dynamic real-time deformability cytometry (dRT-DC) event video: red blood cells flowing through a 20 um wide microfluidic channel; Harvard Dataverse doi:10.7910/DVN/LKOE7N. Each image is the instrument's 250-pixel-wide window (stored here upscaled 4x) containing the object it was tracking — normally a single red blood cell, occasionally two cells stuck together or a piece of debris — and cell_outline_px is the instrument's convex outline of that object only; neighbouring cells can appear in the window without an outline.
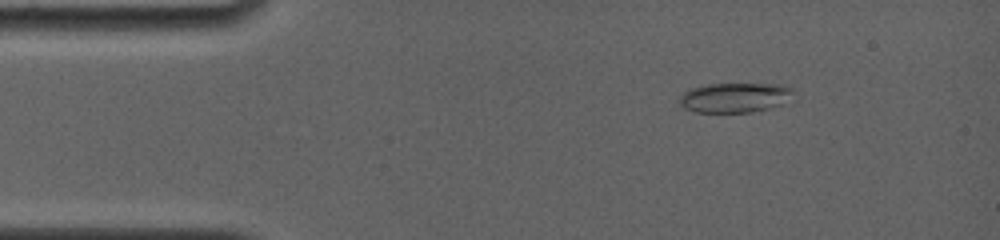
{"species": "common noctule bat (a hibernating species)", "species_latin": "Nyctalus noctula", "temperature_condition": "room temperature", "stored_images_in_passage": 14, "camera_frame_rate_fps": 4000, "um_per_image_px": 0.085, "animal": {"sex": "female", "body_mass_g": 19.0, "forearm_length_mm": 56.7}, "frame": {"image": 1, "passage_image": 1, "time_ms": 0.0, "image_size_px": [1000, 240], "cell_outline_px": [[792, 92], [780, 104], [748, 112], [696, 112], [684, 108], [680, 104], [680, 96], [684, 92], [692, 88], [708, 84], [776, 84], [788, 88]], "centroid_in_image_um": [62.33, 8.29], "position_along_channel_um": 22.7, "area_um2": 18.96}}
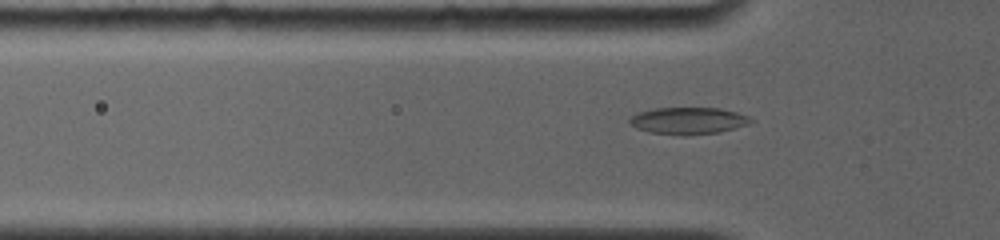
{"frame": {"image": 2, "passage_image": 9, "time_ms": 2.75, "image_size_px": [1000, 240], "cell_outline_px": [[756, 120], [748, 124], [736, 128], [720, 132], [688, 136], [684, 136], [648, 132], [636, 128], [628, 124], [628, 120], [636, 112], [656, 108], [720, 108], [736, 112], [748, 116]], "centroid_in_image_um": [58.49, 10.27], "position_along_channel_um": 67.3, "area_um2": 19.36}}
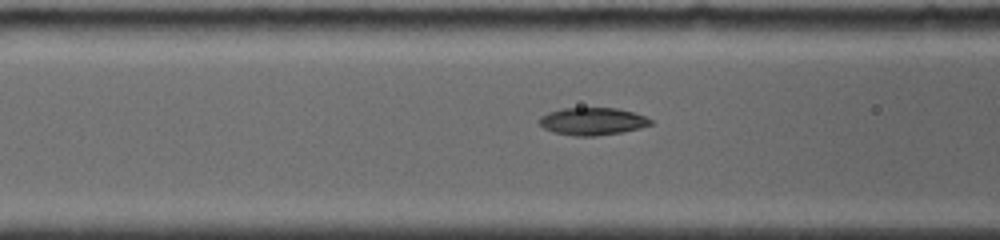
{"frame": {"image": 3, "passage_image": 12, "time_ms": 4.0, "image_size_px": [1000, 240], "cell_outline_px": [[652, 124], [640, 128], [620, 132], [596, 136], [576, 136], [556, 132], [544, 128], [540, 124], [540, 116], [548, 112], [564, 108], [616, 108], [632, 112], [644, 116], [652, 120]], "centroid_in_image_um": [50.36, 10.31], "position_along_channel_um": 116.2, "area_um2": 17.57}}